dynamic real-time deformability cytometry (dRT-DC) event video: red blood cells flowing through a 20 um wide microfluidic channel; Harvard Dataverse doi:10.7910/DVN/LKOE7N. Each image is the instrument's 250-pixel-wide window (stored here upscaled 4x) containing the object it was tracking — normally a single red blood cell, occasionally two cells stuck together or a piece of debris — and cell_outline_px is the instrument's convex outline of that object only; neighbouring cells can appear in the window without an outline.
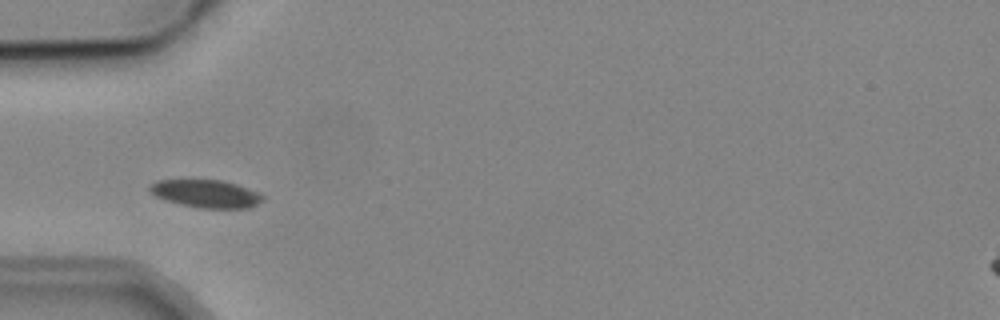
{"species": "common noctule bat (a hibernating species)", "species_latin": "Nyctalus noctula", "temperature_condition": "cold", "stored_images_in_passage": 5, "camera_frame_rate_fps": 3000, "um_per_image_px": 0.085, "animal": {"sex": "male", "body_mass_g": 19.2, "forearm_length_mm": 51.8}, "frame": {"image": 1, "passage_image": 1, "time_ms": 0.0, "image_size_px": [1000, 320], "cell_outline_px": [[264, 200], [248, 208], [200, 208], [180, 204], [164, 200], [156, 196], [148, 188], [152, 184], [160, 180], [220, 180], [236, 184], [256, 192], [264, 196]], "centroid_in_image_um": [17.51, 16.47], "position_along_channel_um": 67.5, "area_um2": 18.03}}
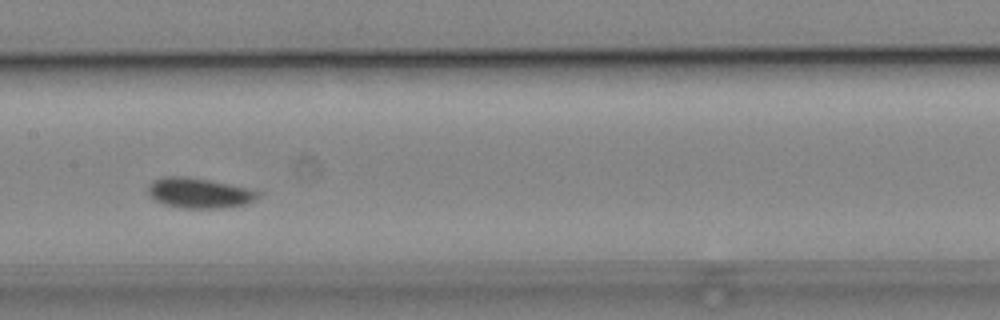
{"frame": {"image": 2, "passage_image": 4, "time_ms": 3.333, "image_size_px": [1000, 320], "cell_outline_px": [[264, 192], [256, 200], [244, 204], [228, 208], [184, 208], [164, 204], [156, 200], [148, 192], [148, 188], [152, 180], [164, 176], [184, 176], [208, 180], [228, 184]], "centroid_in_image_um": [16.97, 16.41], "position_along_channel_um": 190.4, "area_um2": 19.31}}
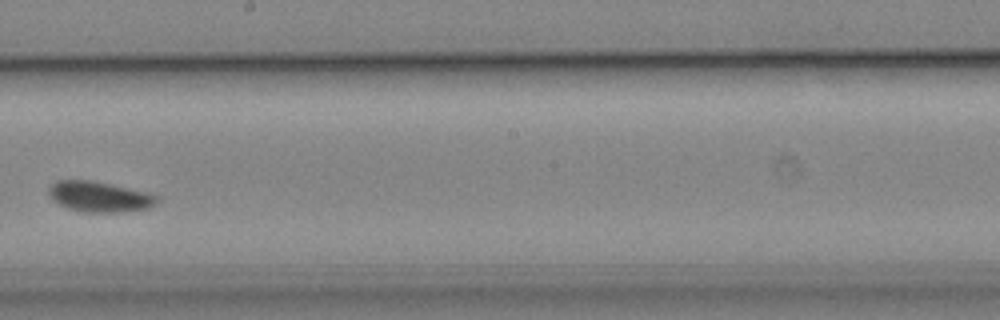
{"frame": {"image": 3, "passage_image": 5, "time_ms": 4.667, "image_size_px": [1000, 320], "cell_outline_px": [[160, 196], [148, 208], [120, 212], [84, 212], [68, 208], [52, 200], [48, 192], [48, 188], [56, 180], [88, 180], [108, 184]], "centroid_in_image_um": [8.37, 16.72], "position_along_channel_um": 239.8, "area_um2": 18.73}}